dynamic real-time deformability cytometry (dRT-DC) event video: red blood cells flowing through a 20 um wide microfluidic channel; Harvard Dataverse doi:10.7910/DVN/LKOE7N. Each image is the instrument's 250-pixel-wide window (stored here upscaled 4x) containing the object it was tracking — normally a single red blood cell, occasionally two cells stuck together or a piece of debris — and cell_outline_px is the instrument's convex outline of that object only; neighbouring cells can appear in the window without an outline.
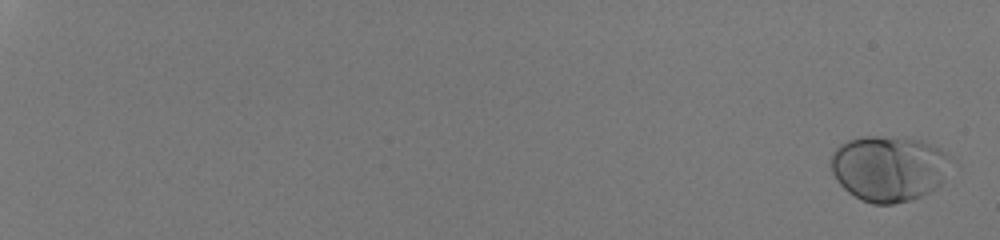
{"species": "human", "species_latin": "Homo sapiens", "temperature_condition": "room temperature", "stored_images_in_passage": 55, "camera_frame_rate_fps": 3000, "um_per_image_px": 0.085, "donor": {"sex": "male"}, "frame": {"image": 1, "passage_image": 2, "time_ms": 0.333, "image_size_px": [1000, 240], "cell_outline_px": [[948, 156], [940, 184], [936, 188], [920, 196], [908, 200], [892, 204], [872, 204], [860, 200], [848, 192], [836, 180], [832, 172], [832, 152], [840, 144], [848, 140], [860, 136], [908, 136], [932, 144], [940, 148]], "centroid_in_image_um": [75.48, 14.28], "position_along_channel_um": 9.5, "area_um2": 45.72}}
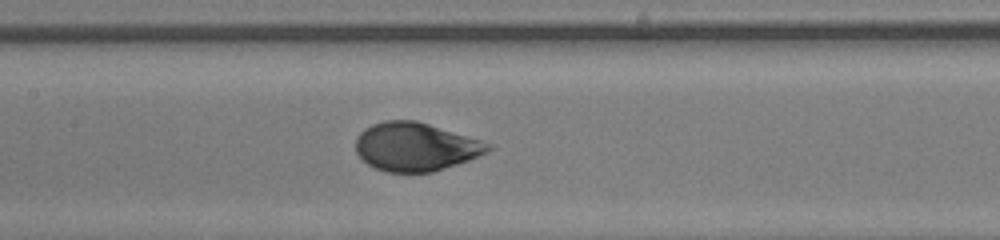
{"frame": {"image": 2, "passage_image": 33, "time_ms": 10.667, "image_size_px": [1000, 240], "cell_outline_px": [[496, 144], [488, 152], [468, 160], [432, 172], [388, 172], [376, 168], [368, 164], [356, 152], [356, 136], [364, 128], [372, 124], [384, 120], [416, 120]], "centroid_in_image_um": [35.35, 12.46], "position_along_channel_um": 172.1, "area_um2": 37.45}}
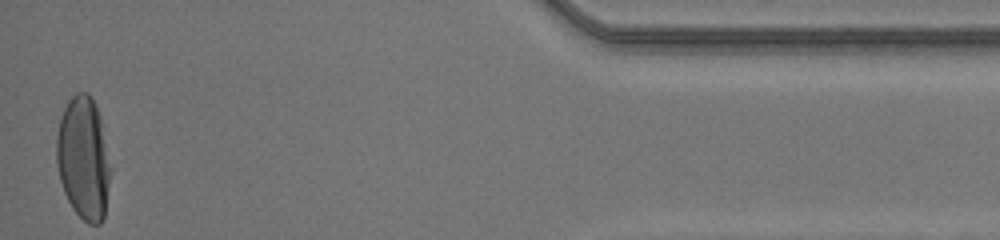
{"frame": {"image": 3, "passage_image": 55, "time_ms": 18.0, "image_size_px": [1000, 240], "cell_outline_px": [[112, 168], [104, 216], [100, 224], [88, 224], [72, 208], [64, 192], [60, 180], [56, 164], [56, 136], [60, 120], [64, 108], [68, 100], [76, 92], [88, 92], [96, 104], [100, 116]], "centroid_in_image_um": [7.11, 13.44], "position_along_channel_um": 428.1, "area_um2": 39.07}, "authors_computed_cell_mechanics": {"area_um2": 38.7838, "velocity_mm_per_s": 4.2027, "shape_relaxation_time_tau1_ms": 3.5421, "shape_relaxation_time_tau2_ms": null, "deformation_change_tau1": 0.1703, "deformation_change_tau2": null}}